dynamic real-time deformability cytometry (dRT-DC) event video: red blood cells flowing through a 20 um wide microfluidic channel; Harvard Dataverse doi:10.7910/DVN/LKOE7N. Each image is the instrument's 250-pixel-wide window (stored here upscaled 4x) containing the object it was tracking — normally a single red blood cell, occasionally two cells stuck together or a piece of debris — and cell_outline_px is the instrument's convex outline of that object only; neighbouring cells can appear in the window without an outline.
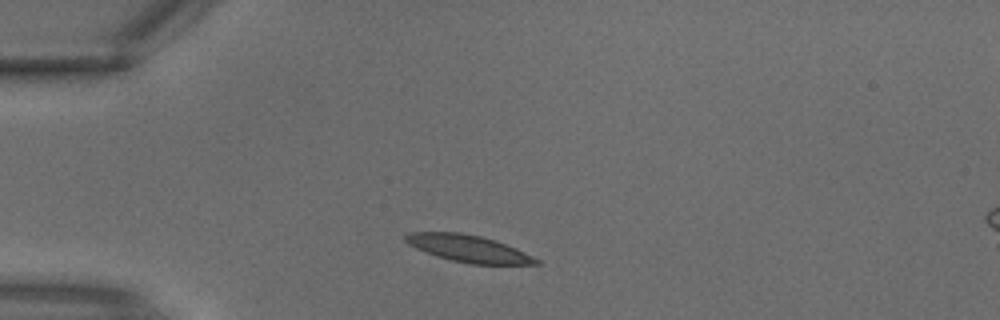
{"species": "common noctule bat (a hibernating species)", "species_latin": "Nyctalus noctula", "temperature_condition": "warm", "stored_images_in_passage": 2, "segment_of_instrument_passage": [1, 2], "camera_frame_rate_fps": 3000, "um_per_image_px": 0.085, "animal": {"sex": "male", "body_mass_g": 18.8}, "frame": {"image": 1, "passage_image": 1, "time_ms": 0.0, "image_size_px": [1000, 320], "cell_outline_px": [[540, 264], [472, 264], [452, 260], [436, 256], [416, 248], [408, 244], [404, 240], [404, 236], [408, 232], [460, 232], [480, 236], [496, 240], [516, 248], [540, 260]], "centroid_in_image_um": [39.8, 21.12], "position_along_channel_um": 45.2, "area_um2": 20.46}}